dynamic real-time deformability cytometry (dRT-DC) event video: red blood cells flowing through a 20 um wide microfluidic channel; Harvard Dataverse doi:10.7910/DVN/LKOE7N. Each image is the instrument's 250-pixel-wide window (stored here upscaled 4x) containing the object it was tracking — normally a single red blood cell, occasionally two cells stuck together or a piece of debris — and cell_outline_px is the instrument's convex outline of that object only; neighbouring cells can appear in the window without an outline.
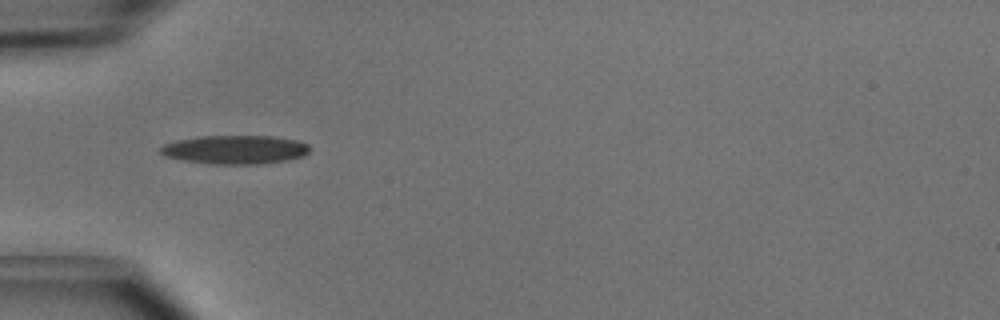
{"species": "common noctule bat (a hibernating species)", "species_latin": "Nyctalus noctula", "temperature_condition": "cold", "stored_images_in_passage": 3, "camera_frame_rate_fps": 3000, "um_per_image_px": 0.085, "animal": {"sex": "male", "body_mass_g": 15.6}, "frame": {"image": 1, "passage_image": 1, "time_ms": 0.0, "image_size_px": [1000, 320], "cell_outline_px": [[308, 152], [304, 156], [288, 160], [260, 164], [212, 164], [184, 160], [164, 156], [160, 152], [160, 148], [164, 144], [176, 140], [200, 136], [272, 136], [296, 140], [308, 144]], "centroid_in_image_um": [19.98, 12.72], "position_along_channel_um": 65.0, "area_um2": 24.97}}
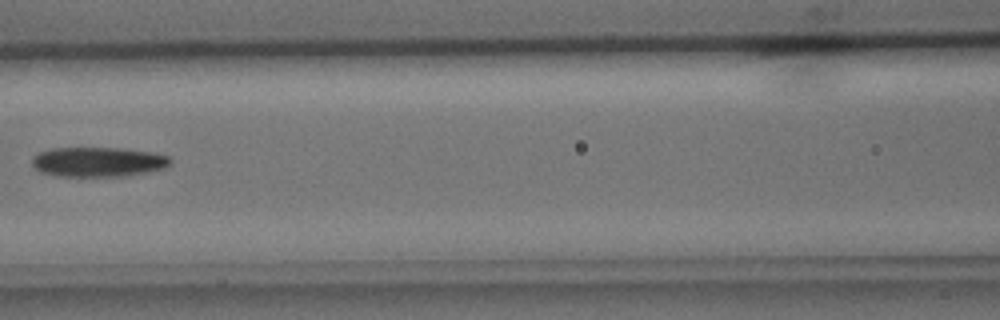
{"frame": {"image": 2, "passage_image": 3, "time_ms": 0.667, "image_size_px": [1000, 320], "cell_outline_px": [[172, 160], [164, 168], [124, 176], [56, 176], [40, 172], [32, 164], [32, 160], [36, 152], [52, 148], [120, 148], [152, 152], [168, 156]], "centroid_in_image_um": [8.29, 13.75], "position_along_channel_um": 158.3, "area_um2": 23.87}}